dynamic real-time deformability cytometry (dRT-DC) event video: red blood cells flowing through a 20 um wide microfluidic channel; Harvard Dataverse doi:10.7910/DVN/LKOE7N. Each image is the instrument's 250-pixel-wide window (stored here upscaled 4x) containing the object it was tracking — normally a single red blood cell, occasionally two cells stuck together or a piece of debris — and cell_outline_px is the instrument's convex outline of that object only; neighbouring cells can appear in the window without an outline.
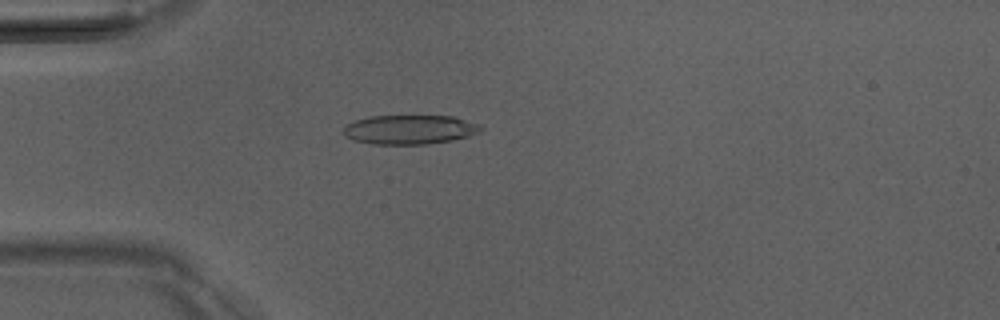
{"species": "Egyptian fruit bat (a non-hibernating species)", "species_latin": "Rousettus aegyptiacus", "temperature_condition": "room temperature", "stored_images_in_passage": 51, "camera_frame_rate_fps": 3000, "um_per_image_px": 0.085, "animal": {"sex": "male"}, "frame": {"image": 1, "passage_image": 15, "time_ms": 4.667, "image_size_px": [1000, 320], "cell_outline_px": [[484, 128], [468, 136], [452, 140], [424, 144], [372, 144], [352, 140], [344, 136], [344, 128], [348, 124], [356, 120], [368, 116], [452, 116], [480, 124]], "centroid_in_image_um": [34.8, 11.01], "position_along_channel_um": 50.2, "area_um2": 23.29}}
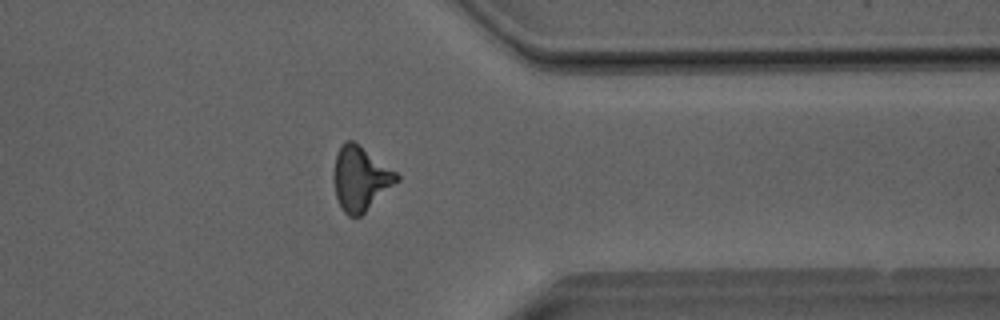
{"frame": {"image": 2, "passage_image": 41, "time_ms": 13.333, "image_size_px": [1000, 320], "cell_outline_px": [[400, 180], [360, 216], [348, 216], [344, 212], [336, 196], [332, 180], [332, 172], [336, 156], [340, 144], [344, 140], [352, 140], [396, 172], [400, 176]], "centroid_in_image_um": [30.61, 15.17], "position_along_channel_um": 380.8, "area_um2": 23.47}}
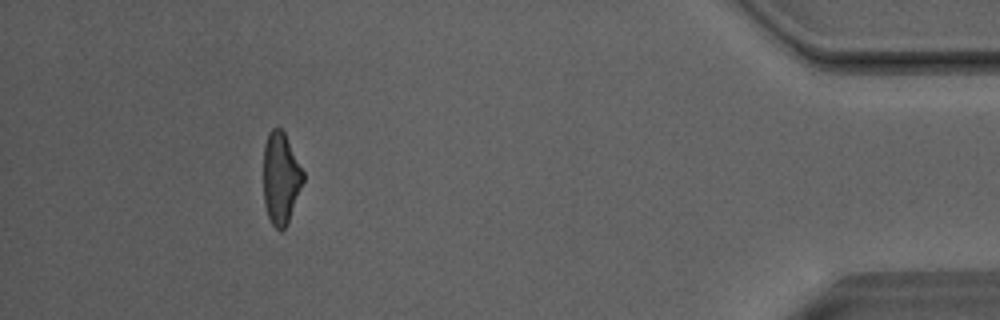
{"frame": {"image": 3, "passage_image": 47, "time_ms": 15.333, "image_size_px": [1000, 320], "cell_outline_px": [[304, 180], [288, 224], [280, 232], [272, 224], [268, 216], [264, 204], [264, 144], [268, 132], [272, 128], [280, 128], [284, 132], [304, 172]], "centroid_in_image_um": [23.87, 15.16], "position_along_channel_um": 411.3, "area_um2": 21.27}, "authors_computed_cell_mechanics": {"area_um2": 23.4668, "velocity_mm_per_s": 4.0653, "shape_relaxation_time_tau1_ms": null, "shape_relaxation_time_tau2_ms": 2.3449, "deformation_change_tau1": null, "deformation_change_tau2": 0.1404}}